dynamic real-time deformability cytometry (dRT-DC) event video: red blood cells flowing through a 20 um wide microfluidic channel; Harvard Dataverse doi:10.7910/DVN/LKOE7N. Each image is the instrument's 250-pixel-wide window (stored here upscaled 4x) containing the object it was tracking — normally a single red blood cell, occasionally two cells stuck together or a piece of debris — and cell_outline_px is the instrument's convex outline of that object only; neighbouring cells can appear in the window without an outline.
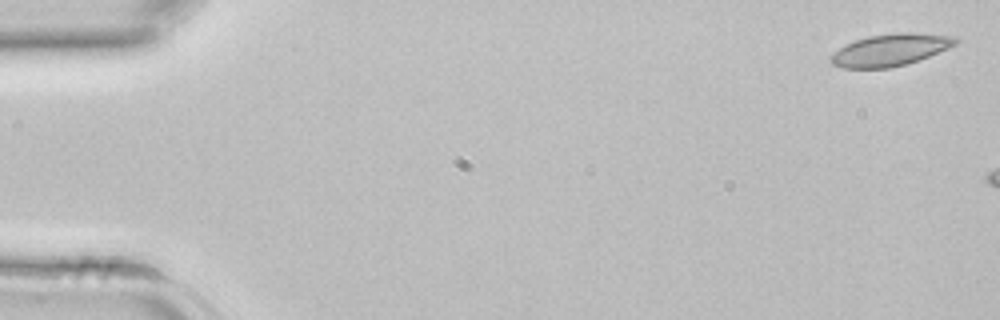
{"species": "common noctule bat (a hibernating species)", "species_latin": "Nyctalus noctula", "temperature_condition": "room temperature", "stored_images_in_passage": 7, "camera_frame_rate_fps": 3000, "um_per_image_px": 0.085, "animal": {"sex": "female", "body_mass_g": 22.7, "forearm_length_mm": 54.2}, "frame": {"image": 1, "passage_image": 1, "time_ms": 0.0, "image_size_px": [1000, 320], "cell_outline_px": [[960, 40], [956, 44], [948, 48], [928, 56], [904, 64], [888, 68], [844, 68], [832, 64], [828, 60], [840, 48], [856, 40], [868, 36], [900, 32], [908, 32], [960, 36]], "centroid_in_image_um": [75.73, 4.23], "position_along_channel_um": 9.3, "area_um2": 23.0}}